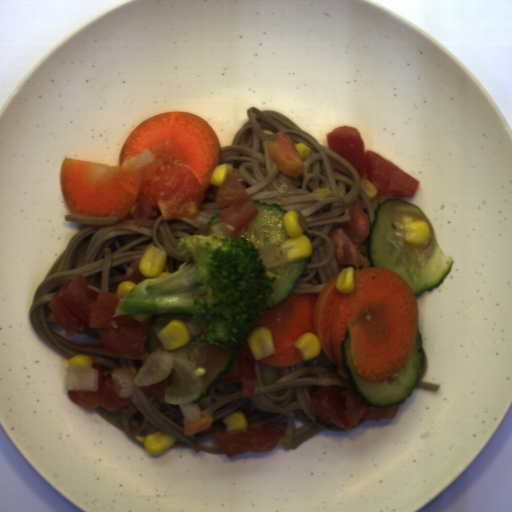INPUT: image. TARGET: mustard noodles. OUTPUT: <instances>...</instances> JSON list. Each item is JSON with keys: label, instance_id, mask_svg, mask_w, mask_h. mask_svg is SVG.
Returning <instances> with one entry per match:
<instances>
[{"label": "mustard noodles", "instance_id": "obj_2", "mask_svg": "<svg viewBox=\"0 0 512 512\" xmlns=\"http://www.w3.org/2000/svg\"><path fill=\"white\" fill-rule=\"evenodd\" d=\"M246 115L249 120L235 132L231 145L220 146V164H231V173L242 183L253 202L278 204L283 210L298 212V221L310 241L311 254L306 272L290 294H319L344 268L371 267L369 236L358 248L364 265H339L334 241L327 235L332 228H339L340 223L352 221L351 214H344L358 196L370 228L375 222L374 211L378 210V204L392 198L377 196L370 200L361 188L364 178L354 166L328 147L321 146L317 138L303 131L286 115L271 109L260 111L255 105L246 108ZM280 131L288 134L295 143L312 147L309 159L304 162V171L297 180L276 169L268 153L269 142Z\"/></svg>", "mask_w": 512, "mask_h": 512}, {"label": "mustard noodles", "instance_id": "obj_1", "mask_svg": "<svg viewBox=\"0 0 512 512\" xmlns=\"http://www.w3.org/2000/svg\"><path fill=\"white\" fill-rule=\"evenodd\" d=\"M218 190L212 186L205 191L198 218L164 220L160 213L141 222L139 228L130 211L119 221L118 216L80 217L72 213L65 214V221H74L82 226L69 240L33 296L29 319L40 340L68 359L76 355L91 356L93 362L99 363L101 367L105 385L115 368L129 367L137 373L143 360L109 355L101 341L99 328H90L89 322L84 324L83 330H77L70 337L66 336V329L58 326L47 304L60 287L79 274L84 276L89 290L99 294H115L117 286L126 281L124 278L129 266L134 260L140 259L151 245H157L166 252L167 259L162 272L175 273L186 262L180 254V248H176L178 239L209 235L210 225L207 224L212 217L220 216L223 209L229 208L216 204ZM154 316L155 321L148 327L150 335L145 343L147 356L155 349H164L155 333L171 320H181L193 341L204 331L200 323L190 319V313ZM166 351L179 352L184 349ZM200 367L197 366L195 370ZM254 369V391L253 396L249 397H242L241 383L214 385L208 397L192 402L203 386L202 376L195 375L202 378V386L191 403L199 405L200 419L211 416L212 424L206 431L190 436L184 435L185 418L179 407L165 403L163 398L146 395L141 386L128 397L132 400L130 404L109 410L101 403L93 411L141 446L146 436L163 431L176 439L168 449L190 448L197 454L203 450L221 455L225 453L216 443L214 432H226L223 419L242 411L247 420V429L257 426L279 427L287 422L284 433L290 435L291 442L280 446L286 451H292L325 430L317 424L315 415L309 411L310 398L314 392L323 386H333L340 393L352 389L348 374L334 365L323 350L309 361L285 368L267 366L254 360ZM174 382L172 370L168 376V386Z\"/></svg>", "mask_w": 512, "mask_h": 512}, {"label": "mustard noodles", "instance_id": "obj_3", "mask_svg": "<svg viewBox=\"0 0 512 512\" xmlns=\"http://www.w3.org/2000/svg\"><path fill=\"white\" fill-rule=\"evenodd\" d=\"M427 367H428V360H427V354H425V356L423 358V366H422V369L420 372V379L415 384L414 389H425V390L436 392L440 388L441 385L423 380V377L425 375Z\"/></svg>", "mask_w": 512, "mask_h": 512}]
</instances>
